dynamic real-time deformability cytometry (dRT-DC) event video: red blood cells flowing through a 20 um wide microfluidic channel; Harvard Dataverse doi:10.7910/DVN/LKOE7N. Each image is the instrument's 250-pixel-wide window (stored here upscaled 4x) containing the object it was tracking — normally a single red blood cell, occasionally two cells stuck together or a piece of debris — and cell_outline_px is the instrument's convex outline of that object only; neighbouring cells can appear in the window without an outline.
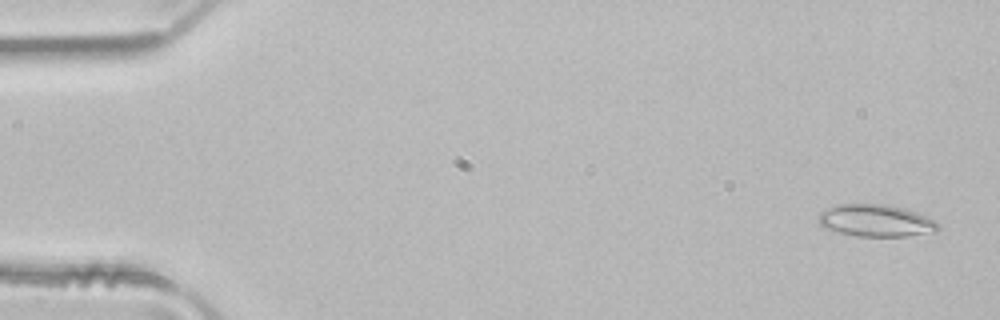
{"species": "common noctule bat (a hibernating species)", "species_latin": "Nyctalus noctula", "temperature_condition": "room temperature", "stored_images_in_passage": 3, "camera_frame_rate_fps": 3000, "um_per_image_px": 0.085, "animal": {"sex": "male", "body_mass_g": 21.5, "forearm_length_mm": 52.0}, "frame": {"image": 1, "passage_image": 1, "time_ms": 0.0, "image_size_px": [1000, 320], "cell_outline_px": [[940, 228], [936, 232], [908, 236], [856, 236], [840, 232], [828, 228], [820, 224], [820, 212], [836, 204], [884, 204], [904, 208], [916, 212], [936, 220], [940, 224]], "centroid_in_image_um": [74.53, 18.75], "position_along_channel_um": 10.5, "area_um2": 22.31}}